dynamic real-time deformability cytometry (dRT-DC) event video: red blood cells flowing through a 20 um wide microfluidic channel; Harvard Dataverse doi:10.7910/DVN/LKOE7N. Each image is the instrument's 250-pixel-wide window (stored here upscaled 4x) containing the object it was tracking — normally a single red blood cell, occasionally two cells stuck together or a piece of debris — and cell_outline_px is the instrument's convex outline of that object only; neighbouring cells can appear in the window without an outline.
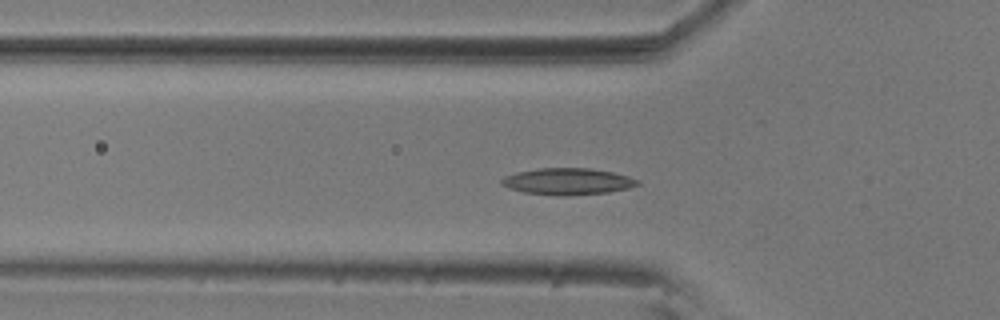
{"species": "common noctule bat (a hibernating species)", "species_latin": "Nyctalus noctula", "temperature_condition": "room temperature", "stored_images_in_passage": 57, "camera_frame_rate_fps": 3000, "um_per_image_px": 0.085, "animal": {"sex": "male", "body_mass_g": 20.5, "forearm_length_mm": 52.5}, "frame": {"image": 1, "passage_image": 18, "time_ms": 5.667, "image_size_px": [1000, 320], "cell_outline_px": [[640, 184], [628, 188], [608, 192], [560, 196], [524, 192], [508, 188], [500, 184], [500, 180], [504, 176], [516, 172], [540, 168], [588, 168], [612, 172], [628, 176], [640, 180]], "centroid_in_image_um": [48.23, 15.42], "position_along_channel_um": 77.6, "area_um2": 21.04}}
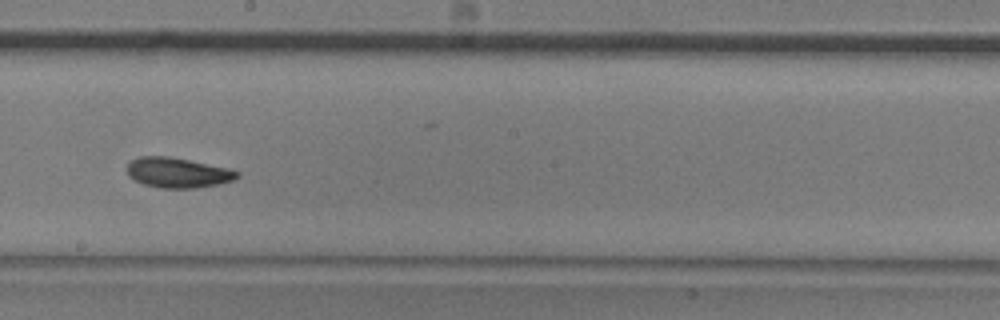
{"frame": {"image": 2, "passage_image": 31, "time_ms": 10.0, "image_size_px": [1000, 320], "cell_outline_px": [[240, 176], [236, 180], [196, 188], [160, 188], [144, 184], [128, 176], [124, 168], [132, 160], [140, 156], [168, 156], [228, 168], [240, 172]], "centroid_in_image_um": [15.09, 14.68], "position_along_channel_um": 233.1, "area_um2": 19.36}}
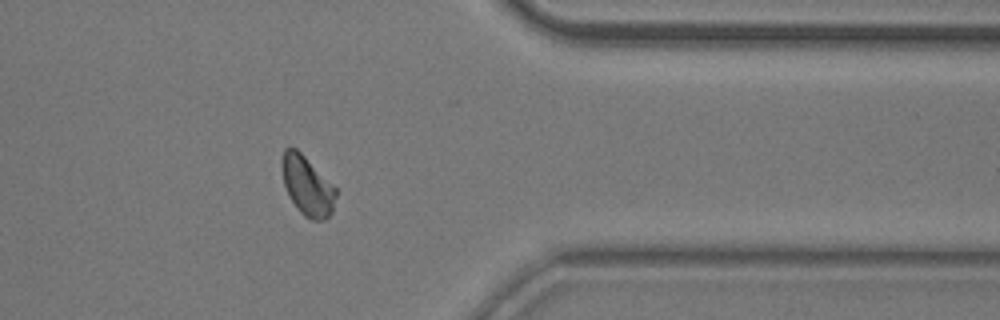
{"frame": {"image": 3, "passage_image": 45, "time_ms": 14.667, "image_size_px": [1000, 320], "cell_outline_px": [[336, 196], [332, 212], [324, 220], [312, 220], [304, 216], [296, 208], [284, 184], [280, 164], [280, 160], [284, 148], [296, 148], [336, 188]], "centroid_in_image_um": [26.09, 15.79], "position_along_channel_um": 385.3, "area_um2": 18.5}, "authors_computed_cell_mechanics": {"area_um2": 19.074, "velocity_mm_per_s": 3.5688, "shape_relaxation_time_tau1_ms": 3.9801, "shape_relaxation_time_tau2_ms": 2.733, "deformation_change_tau1": 0.1203, "deformation_change_tau2": 0.0855}}